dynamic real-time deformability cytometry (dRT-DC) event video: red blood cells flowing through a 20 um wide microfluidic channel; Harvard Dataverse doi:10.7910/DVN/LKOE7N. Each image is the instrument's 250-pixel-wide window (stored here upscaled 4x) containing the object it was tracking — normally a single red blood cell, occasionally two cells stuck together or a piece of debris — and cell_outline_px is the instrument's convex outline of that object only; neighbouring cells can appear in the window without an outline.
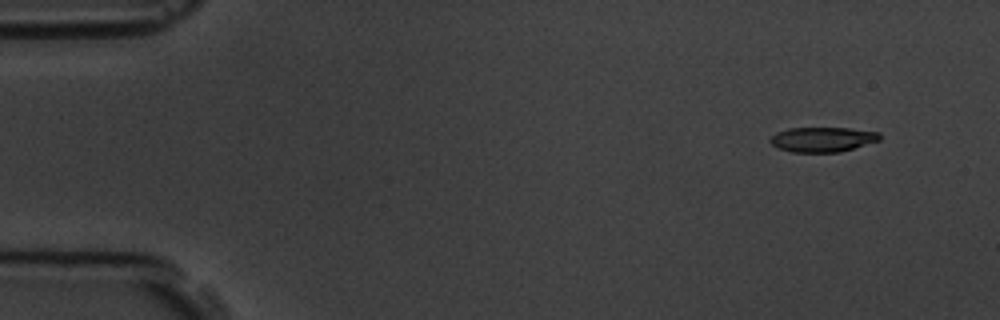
{"species": "common noctule bat (a hibernating species)", "species_latin": "Nyctalus noctula", "temperature_condition": "room temperature", "stored_images_in_passage": 13, "camera_frame_rate_fps": 3000, "um_per_image_px": 0.085, "animal": {"sex": "male", "body_mass_g": 19.5, "forearm_length_mm": 54.6}, "frame": {"image": 1, "passage_image": 2, "time_ms": 1.333, "image_size_px": [1000, 320], "cell_outline_px": [[880, 140], [840, 152], [792, 152], [780, 148], [772, 144], [768, 140], [776, 132], [788, 128], [848, 128], [880, 132]], "centroid_in_image_um": [69.91, 11.84], "position_along_channel_um": 15.1, "area_um2": 15.78}}
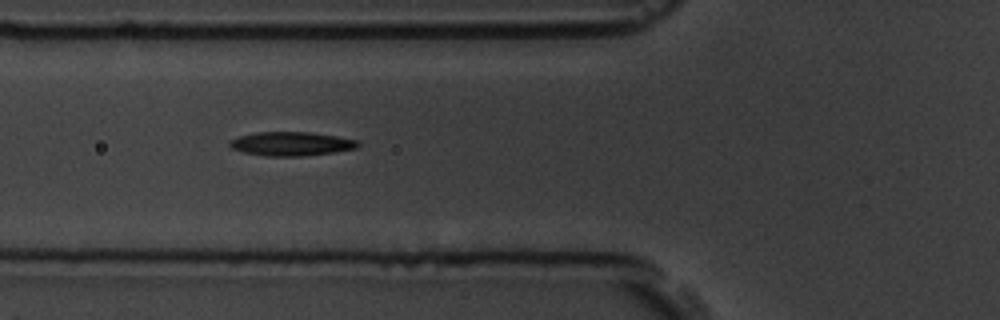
{"frame": {"image": 2, "passage_image": 6, "time_ms": 6.667, "image_size_px": [1000, 320], "cell_outline_px": [[360, 144], [356, 148], [332, 152], [300, 156], [264, 156], [244, 152], [232, 148], [228, 144], [228, 140], [240, 136], [256, 132], [308, 132], [336, 136], [360, 140]], "centroid_in_image_um": [24.74, 12.21], "position_along_channel_um": 101.1, "area_um2": 17.8}}
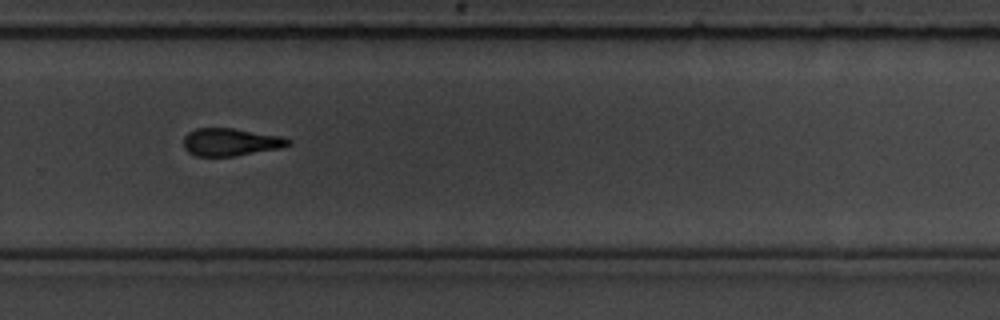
{"frame": {"image": 3, "passage_image": 11, "time_ms": 12.333, "image_size_px": [1000, 320], "cell_outline_px": [[292, 144], [280, 148], [236, 156], [196, 156], [188, 152], [184, 148], [184, 136], [188, 132], [196, 128], [232, 128], [280, 136], [292, 140]], "centroid_in_image_um": [19.6, 12.08], "position_along_channel_um": 310.2, "area_um2": 16.88}, "authors_computed_cell_mechanics": {"area_um2": 17.4556, "velocity_mm_per_s": 3.7031, "shape_relaxation_time_tau1_ms": 5.6692, "shape_relaxation_time_tau2_ms": null, "deformation_change_tau1": 0.1571, "deformation_change_tau2": null}}